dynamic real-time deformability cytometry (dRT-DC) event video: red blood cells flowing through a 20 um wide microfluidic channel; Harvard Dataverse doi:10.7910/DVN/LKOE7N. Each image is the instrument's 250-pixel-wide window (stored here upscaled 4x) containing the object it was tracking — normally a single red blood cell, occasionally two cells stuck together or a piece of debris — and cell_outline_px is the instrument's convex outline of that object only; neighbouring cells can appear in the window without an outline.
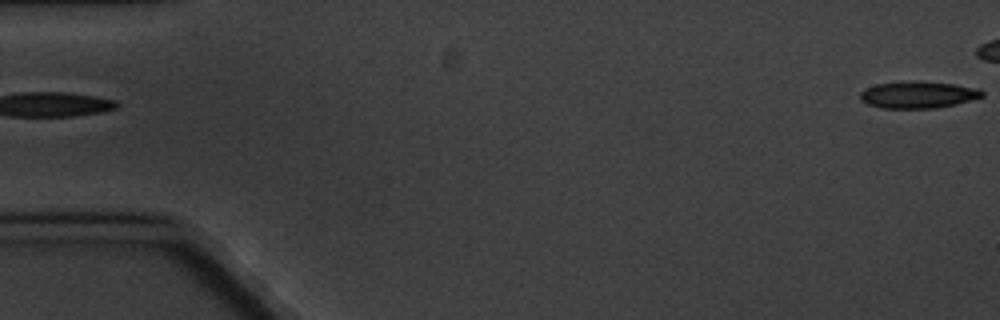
{"species": "common noctule bat (a hibernating species)", "species_latin": "Nyctalus noctula", "temperature_condition": "cold", "stored_images_in_passage": 6, "segment_of_instrument_passage": [2, 2], "camera_frame_rate_fps": 3000, "um_per_image_px": 0.085, "animal": {"sex": "male", "body_mass_g": 20.1, "forearm_length_mm": 53.5}, "frame": {"image": 1, "passage_image": 6, "time_ms": 5.667, "image_size_px": [1000, 320], "cell_outline_px": [[984, 96], [956, 104], [936, 108], [880, 108], [868, 104], [860, 100], [860, 92], [876, 84], [916, 80], [920, 80], [952, 84], [980, 88], [984, 92]], "centroid_in_image_um": [78.05, 8.05], "position_along_channel_um": 6.9, "area_um2": 19.19}}